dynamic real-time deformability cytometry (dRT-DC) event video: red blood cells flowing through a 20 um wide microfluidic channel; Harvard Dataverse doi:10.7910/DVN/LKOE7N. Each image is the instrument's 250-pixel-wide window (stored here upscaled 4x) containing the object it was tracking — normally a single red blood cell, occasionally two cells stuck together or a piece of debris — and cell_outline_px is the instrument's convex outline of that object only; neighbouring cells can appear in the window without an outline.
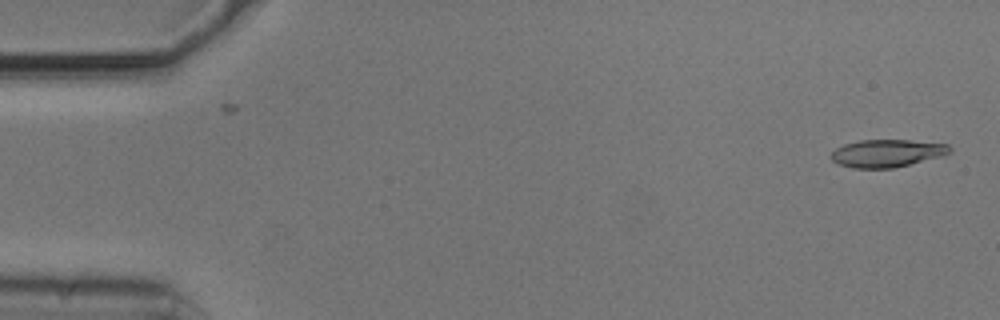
{"species": "common noctule bat (a hibernating species)", "species_latin": "Nyctalus noctula", "temperature_condition": "cold", "stored_images_in_passage": 15, "camera_frame_rate_fps": 3000, "um_per_image_px": 0.085, "animal": {"sex": "male", "body_mass_g": 20.5, "forearm_length_mm": 52.5}, "frame": {"image": 1, "passage_image": 1, "time_ms": 0.0, "image_size_px": [1000, 320], "cell_outline_px": [[952, 152], [944, 156], [892, 168], [852, 168], [840, 164], [832, 160], [828, 156], [836, 148], [844, 144], [860, 140], [908, 140], [948, 144], [952, 148]], "centroid_in_image_um": [75.41, 13.02], "position_along_channel_um": 9.6, "area_um2": 19.19}}
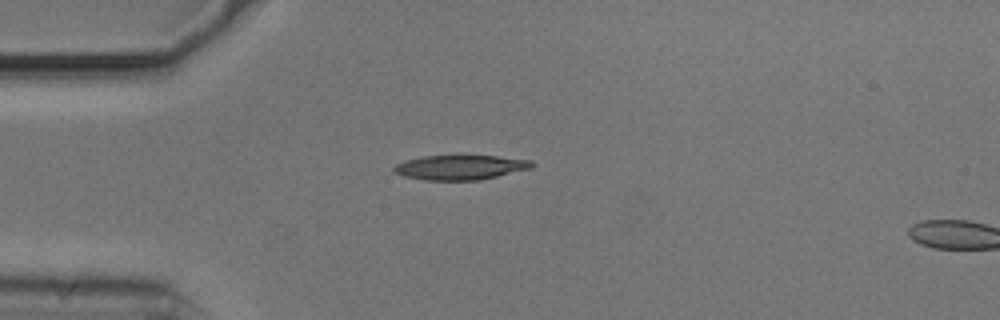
{"frame": {"image": 2, "passage_image": 13, "time_ms": 4.0, "image_size_px": [1000, 320], "cell_outline_px": [[536, 164], [532, 168], [480, 180], [424, 180], [404, 176], [396, 172], [392, 168], [396, 164], [408, 160], [424, 156], [460, 152], [532, 160]], "centroid_in_image_um": [39.17, 14.17], "position_along_channel_um": 45.8, "area_um2": 20.69}}